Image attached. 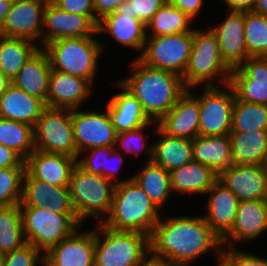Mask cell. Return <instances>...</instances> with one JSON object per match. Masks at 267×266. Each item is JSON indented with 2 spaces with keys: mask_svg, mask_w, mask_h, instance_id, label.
I'll return each instance as SVG.
<instances>
[{
  "mask_svg": "<svg viewBox=\"0 0 267 266\" xmlns=\"http://www.w3.org/2000/svg\"><path fill=\"white\" fill-rule=\"evenodd\" d=\"M199 98V136L229 135L235 92L228 83L223 86L196 87Z\"/></svg>",
  "mask_w": 267,
  "mask_h": 266,
  "instance_id": "8fae6325",
  "label": "cell"
},
{
  "mask_svg": "<svg viewBox=\"0 0 267 266\" xmlns=\"http://www.w3.org/2000/svg\"><path fill=\"white\" fill-rule=\"evenodd\" d=\"M93 87V88H92ZM95 87L86 79L51 70L47 107L80 109Z\"/></svg>",
  "mask_w": 267,
  "mask_h": 266,
  "instance_id": "7402d4cb",
  "label": "cell"
},
{
  "mask_svg": "<svg viewBox=\"0 0 267 266\" xmlns=\"http://www.w3.org/2000/svg\"><path fill=\"white\" fill-rule=\"evenodd\" d=\"M196 87L187 89L177 100L173 108L157 123L167 135L193 140L199 136V98Z\"/></svg>",
  "mask_w": 267,
  "mask_h": 266,
  "instance_id": "ffe728a7",
  "label": "cell"
},
{
  "mask_svg": "<svg viewBox=\"0 0 267 266\" xmlns=\"http://www.w3.org/2000/svg\"><path fill=\"white\" fill-rule=\"evenodd\" d=\"M104 110L93 108L72 109L74 142L78 155L95 147L115 146L117 132L111 122L106 107Z\"/></svg>",
  "mask_w": 267,
  "mask_h": 266,
  "instance_id": "7c38bea8",
  "label": "cell"
},
{
  "mask_svg": "<svg viewBox=\"0 0 267 266\" xmlns=\"http://www.w3.org/2000/svg\"><path fill=\"white\" fill-rule=\"evenodd\" d=\"M12 81L0 72V97L9 88Z\"/></svg>",
  "mask_w": 267,
  "mask_h": 266,
  "instance_id": "9f6ffc18",
  "label": "cell"
},
{
  "mask_svg": "<svg viewBox=\"0 0 267 266\" xmlns=\"http://www.w3.org/2000/svg\"><path fill=\"white\" fill-rule=\"evenodd\" d=\"M159 138L153 144L152 162L169 172L193 160L192 140L165 134L158 126L152 128Z\"/></svg>",
  "mask_w": 267,
  "mask_h": 266,
  "instance_id": "f546056e",
  "label": "cell"
},
{
  "mask_svg": "<svg viewBox=\"0 0 267 266\" xmlns=\"http://www.w3.org/2000/svg\"><path fill=\"white\" fill-rule=\"evenodd\" d=\"M35 149L77 159L71 109L45 107L34 127Z\"/></svg>",
  "mask_w": 267,
  "mask_h": 266,
  "instance_id": "9c48e42d",
  "label": "cell"
},
{
  "mask_svg": "<svg viewBox=\"0 0 267 266\" xmlns=\"http://www.w3.org/2000/svg\"><path fill=\"white\" fill-rule=\"evenodd\" d=\"M132 179L159 210L162 211L167 201L171 200L173 193L170 173L152 161L145 162V165L132 175Z\"/></svg>",
  "mask_w": 267,
  "mask_h": 266,
  "instance_id": "d6a6232c",
  "label": "cell"
},
{
  "mask_svg": "<svg viewBox=\"0 0 267 266\" xmlns=\"http://www.w3.org/2000/svg\"><path fill=\"white\" fill-rule=\"evenodd\" d=\"M193 160L217 175L233 165L229 135L197 136L192 140Z\"/></svg>",
  "mask_w": 267,
  "mask_h": 266,
  "instance_id": "4dcf8cb0",
  "label": "cell"
},
{
  "mask_svg": "<svg viewBox=\"0 0 267 266\" xmlns=\"http://www.w3.org/2000/svg\"><path fill=\"white\" fill-rule=\"evenodd\" d=\"M141 266H181L172 262L169 259L157 257L153 255L151 252L145 257Z\"/></svg>",
  "mask_w": 267,
  "mask_h": 266,
  "instance_id": "f5cc1de1",
  "label": "cell"
},
{
  "mask_svg": "<svg viewBox=\"0 0 267 266\" xmlns=\"http://www.w3.org/2000/svg\"><path fill=\"white\" fill-rule=\"evenodd\" d=\"M25 168L0 169V206L20 204Z\"/></svg>",
  "mask_w": 267,
  "mask_h": 266,
  "instance_id": "60d3db41",
  "label": "cell"
},
{
  "mask_svg": "<svg viewBox=\"0 0 267 266\" xmlns=\"http://www.w3.org/2000/svg\"><path fill=\"white\" fill-rule=\"evenodd\" d=\"M98 36L97 32L92 37L61 38L46 44L43 49L49 56L51 69L84 78L96 85L99 60L107 50Z\"/></svg>",
  "mask_w": 267,
  "mask_h": 266,
  "instance_id": "277c9868",
  "label": "cell"
},
{
  "mask_svg": "<svg viewBox=\"0 0 267 266\" xmlns=\"http://www.w3.org/2000/svg\"><path fill=\"white\" fill-rule=\"evenodd\" d=\"M124 155L121 154V151H117L116 149L112 152L111 156L107 159L106 163V179L111 180L115 184H119L121 182H126L132 179L131 177H128L127 179L120 180L118 179L119 172L121 171V165L125 162L124 161Z\"/></svg>",
  "mask_w": 267,
  "mask_h": 266,
  "instance_id": "7dc6e473",
  "label": "cell"
},
{
  "mask_svg": "<svg viewBox=\"0 0 267 266\" xmlns=\"http://www.w3.org/2000/svg\"><path fill=\"white\" fill-rule=\"evenodd\" d=\"M0 144L26 160L35 151L33 126L0 117Z\"/></svg>",
  "mask_w": 267,
  "mask_h": 266,
  "instance_id": "8d00e7d4",
  "label": "cell"
},
{
  "mask_svg": "<svg viewBox=\"0 0 267 266\" xmlns=\"http://www.w3.org/2000/svg\"><path fill=\"white\" fill-rule=\"evenodd\" d=\"M51 63L47 52L39 48L20 69L12 84L29 95L41 99L47 106Z\"/></svg>",
  "mask_w": 267,
  "mask_h": 266,
  "instance_id": "4316f807",
  "label": "cell"
},
{
  "mask_svg": "<svg viewBox=\"0 0 267 266\" xmlns=\"http://www.w3.org/2000/svg\"><path fill=\"white\" fill-rule=\"evenodd\" d=\"M1 168H25V160L14 150L0 144Z\"/></svg>",
  "mask_w": 267,
  "mask_h": 266,
  "instance_id": "681fc988",
  "label": "cell"
},
{
  "mask_svg": "<svg viewBox=\"0 0 267 266\" xmlns=\"http://www.w3.org/2000/svg\"><path fill=\"white\" fill-rule=\"evenodd\" d=\"M253 11L267 17V0H256Z\"/></svg>",
  "mask_w": 267,
  "mask_h": 266,
  "instance_id": "11a10c76",
  "label": "cell"
},
{
  "mask_svg": "<svg viewBox=\"0 0 267 266\" xmlns=\"http://www.w3.org/2000/svg\"><path fill=\"white\" fill-rule=\"evenodd\" d=\"M194 21L179 8L167 1L146 24L147 36H164L191 32L195 26Z\"/></svg>",
  "mask_w": 267,
  "mask_h": 266,
  "instance_id": "e575fe53",
  "label": "cell"
},
{
  "mask_svg": "<svg viewBox=\"0 0 267 266\" xmlns=\"http://www.w3.org/2000/svg\"><path fill=\"white\" fill-rule=\"evenodd\" d=\"M227 10L225 19L216 21L210 29L217 38L223 61L233 70L250 56L245 42L244 11Z\"/></svg>",
  "mask_w": 267,
  "mask_h": 266,
  "instance_id": "9a60e30c",
  "label": "cell"
},
{
  "mask_svg": "<svg viewBox=\"0 0 267 266\" xmlns=\"http://www.w3.org/2000/svg\"><path fill=\"white\" fill-rule=\"evenodd\" d=\"M170 173L172 193L203 196L218 180V175L206 165L197 161H190Z\"/></svg>",
  "mask_w": 267,
  "mask_h": 266,
  "instance_id": "83f0119b",
  "label": "cell"
},
{
  "mask_svg": "<svg viewBox=\"0 0 267 266\" xmlns=\"http://www.w3.org/2000/svg\"><path fill=\"white\" fill-rule=\"evenodd\" d=\"M77 159L64 154L47 153L35 149L25 160V171L34 179L50 185L69 187Z\"/></svg>",
  "mask_w": 267,
  "mask_h": 266,
  "instance_id": "d4e9b609",
  "label": "cell"
},
{
  "mask_svg": "<svg viewBox=\"0 0 267 266\" xmlns=\"http://www.w3.org/2000/svg\"><path fill=\"white\" fill-rule=\"evenodd\" d=\"M97 32L107 34L114 39L117 44L122 45L139 53L135 58H139L144 50L146 35V25L133 14L123 11H115L108 14L99 21Z\"/></svg>",
  "mask_w": 267,
  "mask_h": 266,
  "instance_id": "603a6c76",
  "label": "cell"
},
{
  "mask_svg": "<svg viewBox=\"0 0 267 266\" xmlns=\"http://www.w3.org/2000/svg\"><path fill=\"white\" fill-rule=\"evenodd\" d=\"M27 244L22 227L20 204L0 206V255Z\"/></svg>",
  "mask_w": 267,
  "mask_h": 266,
  "instance_id": "d590c367",
  "label": "cell"
},
{
  "mask_svg": "<svg viewBox=\"0 0 267 266\" xmlns=\"http://www.w3.org/2000/svg\"><path fill=\"white\" fill-rule=\"evenodd\" d=\"M229 10L250 11L253 10L256 0H221Z\"/></svg>",
  "mask_w": 267,
  "mask_h": 266,
  "instance_id": "816d5d0a",
  "label": "cell"
},
{
  "mask_svg": "<svg viewBox=\"0 0 267 266\" xmlns=\"http://www.w3.org/2000/svg\"><path fill=\"white\" fill-rule=\"evenodd\" d=\"M20 208H47L58 214H76L68 187L54 186L34 179L26 171Z\"/></svg>",
  "mask_w": 267,
  "mask_h": 266,
  "instance_id": "44dd1931",
  "label": "cell"
},
{
  "mask_svg": "<svg viewBox=\"0 0 267 266\" xmlns=\"http://www.w3.org/2000/svg\"><path fill=\"white\" fill-rule=\"evenodd\" d=\"M229 84L244 102L267 106V57H250L231 71Z\"/></svg>",
  "mask_w": 267,
  "mask_h": 266,
  "instance_id": "e0dca14e",
  "label": "cell"
},
{
  "mask_svg": "<svg viewBox=\"0 0 267 266\" xmlns=\"http://www.w3.org/2000/svg\"><path fill=\"white\" fill-rule=\"evenodd\" d=\"M97 33V25L88 17L69 13L48 0L43 19L42 48L61 38L92 37Z\"/></svg>",
  "mask_w": 267,
  "mask_h": 266,
  "instance_id": "5bb4252c",
  "label": "cell"
},
{
  "mask_svg": "<svg viewBox=\"0 0 267 266\" xmlns=\"http://www.w3.org/2000/svg\"><path fill=\"white\" fill-rule=\"evenodd\" d=\"M83 228L80 226L44 253V266H95L94 228Z\"/></svg>",
  "mask_w": 267,
  "mask_h": 266,
  "instance_id": "2e32d148",
  "label": "cell"
},
{
  "mask_svg": "<svg viewBox=\"0 0 267 266\" xmlns=\"http://www.w3.org/2000/svg\"><path fill=\"white\" fill-rule=\"evenodd\" d=\"M167 0H128L122 3L116 11L129 12L145 25Z\"/></svg>",
  "mask_w": 267,
  "mask_h": 266,
  "instance_id": "ee69618b",
  "label": "cell"
},
{
  "mask_svg": "<svg viewBox=\"0 0 267 266\" xmlns=\"http://www.w3.org/2000/svg\"><path fill=\"white\" fill-rule=\"evenodd\" d=\"M128 0H94L95 24L108 14L114 13L116 9Z\"/></svg>",
  "mask_w": 267,
  "mask_h": 266,
  "instance_id": "f907efd6",
  "label": "cell"
},
{
  "mask_svg": "<svg viewBox=\"0 0 267 266\" xmlns=\"http://www.w3.org/2000/svg\"><path fill=\"white\" fill-rule=\"evenodd\" d=\"M94 226L95 266H141L150 253V236L114 230L101 222Z\"/></svg>",
  "mask_w": 267,
  "mask_h": 266,
  "instance_id": "8992f818",
  "label": "cell"
},
{
  "mask_svg": "<svg viewBox=\"0 0 267 266\" xmlns=\"http://www.w3.org/2000/svg\"><path fill=\"white\" fill-rule=\"evenodd\" d=\"M0 266H2V256L0 255Z\"/></svg>",
  "mask_w": 267,
  "mask_h": 266,
  "instance_id": "94428289",
  "label": "cell"
},
{
  "mask_svg": "<svg viewBox=\"0 0 267 266\" xmlns=\"http://www.w3.org/2000/svg\"><path fill=\"white\" fill-rule=\"evenodd\" d=\"M160 217L150 235V252L181 266H192L208 251L220 260L221 238L206 223L202 215Z\"/></svg>",
  "mask_w": 267,
  "mask_h": 266,
  "instance_id": "6da1fadb",
  "label": "cell"
},
{
  "mask_svg": "<svg viewBox=\"0 0 267 266\" xmlns=\"http://www.w3.org/2000/svg\"><path fill=\"white\" fill-rule=\"evenodd\" d=\"M215 266H228L222 259L216 260Z\"/></svg>",
  "mask_w": 267,
  "mask_h": 266,
  "instance_id": "6f0895ef",
  "label": "cell"
},
{
  "mask_svg": "<svg viewBox=\"0 0 267 266\" xmlns=\"http://www.w3.org/2000/svg\"><path fill=\"white\" fill-rule=\"evenodd\" d=\"M233 164L263 165L267 156V130L230 132Z\"/></svg>",
  "mask_w": 267,
  "mask_h": 266,
  "instance_id": "1f68e13d",
  "label": "cell"
},
{
  "mask_svg": "<svg viewBox=\"0 0 267 266\" xmlns=\"http://www.w3.org/2000/svg\"><path fill=\"white\" fill-rule=\"evenodd\" d=\"M193 30L164 36H147L145 47L138 58L154 69L170 71L182 77L189 61Z\"/></svg>",
  "mask_w": 267,
  "mask_h": 266,
  "instance_id": "30bf717a",
  "label": "cell"
},
{
  "mask_svg": "<svg viewBox=\"0 0 267 266\" xmlns=\"http://www.w3.org/2000/svg\"><path fill=\"white\" fill-rule=\"evenodd\" d=\"M46 107L45 103L11 84L0 97V117L26 123L34 127Z\"/></svg>",
  "mask_w": 267,
  "mask_h": 266,
  "instance_id": "f1b7e54d",
  "label": "cell"
},
{
  "mask_svg": "<svg viewBox=\"0 0 267 266\" xmlns=\"http://www.w3.org/2000/svg\"><path fill=\"white\" fill-rule=\"evenodd\" d=\"M264 168L266 169V171H267V156H266V159H265V162H264Z\"/></svg>",
  "mask_w": 267,
  "mask_h": 266,
  "instance_id": "680465c9",
  "label": "cell"
},
{
  "mask_svg": "<svg viewBox=\"0 0 267 266\" xmlns=\"http://www.w3.org/2000/svg\"><path fill=\"white\" fill-rule=\"evenodd\" d=\"M218 181L241 201L264 200L267 171L264 165L233 164L218 174Z\"/></svg>",
  "mask_w": 267,
  "mask_h": 266,
  "instance_id": "d6986e66",
  "label": "cell"
},
{
  "mask_svg": "<svg viewBox=\"0 0 267 266\" xmlns=\"http://www.w3.org/2000/svg\"><path fill=\"white\" fill-rule=\"evenodd\" d=\"M231 71L222 59L215 34L210 28L199 29L196 26L189 61L182 76L185 88L226 85Z\"/></svg>",
  "mask_w": 267,
  "mask_h": 266,
  "instance_id": "5b68a950",
  "label": "cell"
},
{
  "mask_svg": "<svg viewBox=\"0 0 267 266\" xmlns=\"http://www.w3.org/2000/svg\"><path fill=\"white\" fill-rule=\"evenodd\" d=\"M114 150L115 146L88 149L78 155L77 165L89 174L99 175L106 178L107 159L111 156Z\"/></svg>",
  "mask_w": 267,
  "mask_h": 266,
  "instance_id": "b9f144b4",
  "label": "cell"
},
{
  "mask_svg": "<svg viewBox=\"0 0 267 266\" xmlns=\"http://www.w3.org/2000/svg\"><path fill=\"white\" fill-rule=\"evenodd\" d=\"M264 201H265V205H266V209H267V195H266V197L264 198Z\"/></svg>",
  "mask_w": 267,
  "mask_h": 266,
  "instance_id": "91938a15",
  "label": "cell"
},
{
  "mask_svg": "<svg viewBox=\"0 0 267 266\" xmlns=\"http://www.w3.org/2000/svg\"><path fill=\"white\" fill-rule=\"evenodd\" d=\"M150 127H157V123L151 121L140 128L117 134L115 149L117 151L122 149L124 155L131 153L134 155L133 157L139 156V154H145L147 157L146 162H150L152 160L153 144H147L146 141L148 140L146 138H149L148 136L151 134L144 133Z\"/></svg>",
  "mask_w": 267,
  "mask_h": 266,
  "instance_id": "ab89813d",
  "label": "cell"
},
{
  "mask_svg": "<svg viewBox=\"0 0 267 266\" xmlns=\"http://www.w3.org/2000/svg\"><path fill=\"white\" fill-rule=\"evenodd\" d=\"M245 42L250 57H267V17L244 11Z\"/></svg>",
  "mask_w": 267,
  "mask_h": 266,
  "instance_id": "f35d334b",
  "label": "cell"
},
{
  "mask_svg": "<svg viewBox=\"0 0 267 266\" xmlns=\"http://www.w3.org/2000/svg\"><path fill=\"white\" fill-rule=\"evenodd\" d=\"M267 230V209L264 200L239 202L234 225L221 239L223 248H237L238 244L260 239ZM236 245H235V244ZM227 246V247H226Z\"/></svg>",
  "mask_w": 267,
  "mask_h": 266,
  "instance_id": "ac0fdd59",
  "label": "cell"
},
{
  "mask_svg": "<svg viewBox=\"0 0 267 266\" xmlns=\"http://www.w3.org/2000/svg\"><path fill=\"white\" fill-rule=\"evenodd\" d=\"M13 1H1L0 0V27L2 26L6 15L10 11Z\"/></svg>",
  "mask_w": 267,
  "mask_h": 266,
  "instance_id": "db71d44e",
  "label": "cell"
},
{
  "mask_svg": "<svg viewBox=\"0 0 267 266\" xmlns=\"http://www.w3.org/2000/svg\"><path fill=\"white\" fill-rule=\"evenodd\" d=\"M203 218L222 239L233 227L239 200L218 180L205 193Z\"/></svg>",
  "mask_w": 267,
  "mask_h": 266,
  "instance_id": "cb8c5ba5",
  "label": "cell"
},
{
  "mask_svg": "<svg viewBox=\"0 0 267 266\" xmlns=\"http://www.w3.org/2000/svg\"><path fill=\"white\" fill-rule=\"evenodd\" d=\"M159 210L133 179L116 184L109 214L103 225L151 235L161 217Z\"/></svg>",
  "mask_w": 267,
  "mask_h": 266,
  "instance_id": "3957f363",
  "label": "cell"
},
{
  "mask_svg": "<svg viewBox=\"0 0 267 266\" xmlns=\"http://www.w3.org/2000/svg\"><path fill=\"white\" fill-rule=\"evenodd\" d=\"M39 48L33 41L0 35V72L12 81Z\"/></svg>",
  "mask_w": 267,
  "mask_h": 266,
  "instance_id": "836d02e7",
  "label": "cell"
},
{
  "mask_svg": "<svg viewBox=\"0 0 267 266\" xmlns=\"http://www.w3.org/2000/svg\"><path fill=\"white\" fill-rule=\"evenodd\" d=\"M115 187L116 184L111 180L89 174L76 165L68 188L78 219L83 224L92 218H96L98 223L102 222L110 212Z\"/></svg>",
  "mask_w": 267,
  "mask_h": 266,
  "instance_id": "52a82bcc",
  "label": "cell"
},
{
  "mask_svg": "<svg viewBox=\"0 0 267 266\" xmlns=\"http://www.w3.org/2000/svg\"><path fill=\"white\" fill-rule=\"evenodd\" d=\"M114 82H111V84L118 87L116 89H119V91L109 97L110 99L106 101L108 103H106L105 107L117 134L134 130L150 123L151 120L146 116L141 103L131 91L119 79Z\"/></svg>",
  "mask_w": 267,
  "mask_h": 266,
  "instance_id": "484cf974",
  "label": "cell"
},
{
  "mask_svg": "<svg viewBox=\"0 0 267 266\" xmlns=\"http://www.w3.org/2000/svg\"><path fill=\"white\" fill-rule=\"evenodd\" d=\"M47 2L48 0H13L0 27V35L27 39L42 48L43 19Z\"/></svg>",
  "mask_w": 267,
  "mask_h": 266,
  "instance_id": "4fadbf2b",
  "label": "cell"
},
{
  "mask_svg": "<svg viewBox=\"0 0 267 266\" xmlns=\"http://www.w3.org/2000/svg\"><path fill=\"white\" fill-rule=\"evenodd\" d=\"M27 243L46 253L84 225L76 214H58L47 208H20Z\"/></svg>",
  "mask_w": 267,
  "mask_h": 266,
  "instance_id": "ba28073f",
  "label": "cell"
},
{
  "mask_svg": "<svg viewBox=\"0 0 267 266\" xmlns=\"http://www.w3.org/2000/svg\"><path fill=\"white\" fill-rule=\"evenodd\" d=\"M206 0H167V2L177 8H179L183 13H185L193 21L196 20L199 12H203Z\"/></svg>",
  "mask_w": 267,
  "mask_h": 266,
  "instance_id": "c3c4849f",
  "label": "cell"
},
{
  "mask_svg": "<svg viewBox=\"0 0 267 266\" xmlns=\"http://www.w3.org/2000/svg\"><path fill=\"white\" fill-rule=\"evenodd\" d=\"M131 61V73L119 81L141 103L146 116L158 123L187 90L182 77L170 71L148 67L138 58Z\"/></svg>",
  "mask_w": 267,
  "mask_h": 266,
  "instance_id": "7a4b0ae2",
  "label": "cell"
},
{
  "mask_svg": "<svg viewBox=\"0 0 267 266\" xmlns=\"http://www.w3.org/2000/svg\"><path fill=\"white\" fill-rule=\"evenodd\" d=\"M241 248H223L221 259L228 266H267V258Z\"/></svg>",
  "mask_w": 267,
  "mask_h": 266,
  "instance_id": "f6af8a7d",
  "label": "cell"
},
{
  "mask_svg": "<svg viewBox=\"0 0 267 266\" xmlns=\"http://www.w3.org/2000/svg\"><path fill=\"white\" fill-rule=\"evenodd\" d=\"M62 10L88 16L95 23L94 0H51Z\"/></svg>",
  "mask_w": 267,
  "mask_h": 266,
  "instance_id": "bcb514c9",
  "label": "cell"
},
{
  "mask_svg": "<svg viewBox=\"0 0 267 266\" xmlns=\"http://www.w3.org/2000/svg\"><path fill=\"white\" fill-rule=\"evenodd\" d=\"M252 130H267V106L244 102L235 98L231 132H247Z\"/></svg>",
  "mask_w": 267,
  "mask_h": 266,
  "instance_id": "74e56055",
  "label": "cell"
},
{
  "mask_svg": "<svg viewBox=\"0 0 267 266\" xmlns=\"http://www.w3.org/2000/svg\"><path fill=\"white\" fill-rule=\"evenodd\" d=\"M44 266V253L32 244L2 256V266Z\"/></svg>",
  "mask_w": 267,
  "mask_h": 266,
  "instance_id": "7bdbcfd3",
  "label": "cell"
}]
</instances>
